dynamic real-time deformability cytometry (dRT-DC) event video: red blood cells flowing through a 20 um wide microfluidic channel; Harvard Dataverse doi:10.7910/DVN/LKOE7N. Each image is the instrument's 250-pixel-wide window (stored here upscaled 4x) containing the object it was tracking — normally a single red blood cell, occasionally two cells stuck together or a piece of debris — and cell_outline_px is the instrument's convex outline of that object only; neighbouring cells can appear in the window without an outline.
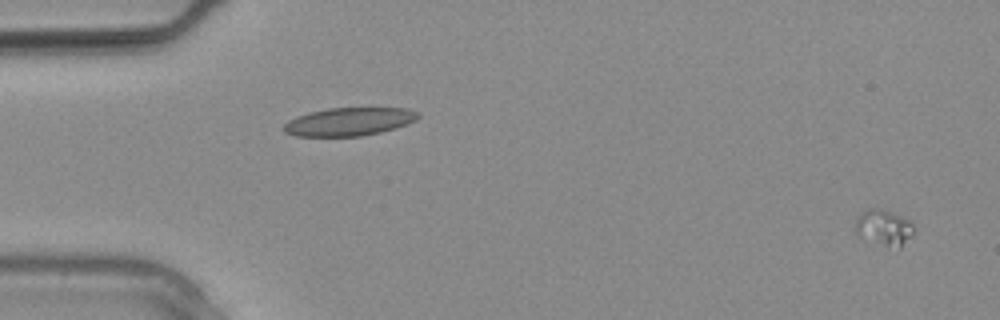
{"species": "common noctule bat (a hibernating species)", "species_latin": "Nyctalus noctula", "temperature_condition": "warm", "stored_images_in_passage": 10, "camera_frame_rate_fps": 3000, "um_per_image_px": 0.085, "animal": {"sex": "male", "body_mass_g": 20.4}, "frame": {"image": 1, "passage_image": 1, "time_ms": 0.0, "image_size_px": [1000, 320], "cell_outline_px": [[912, 232], [900, 248], [888, 248], [860, 236], [856, 232], [856, 220], [868, 208], [872, 208], [888, 212], [900, 216], [908, 220], [912, 224]], "centroid_in_image_um": [75.12, 19.38], "position_along_channel_um": 9.9, "area_um2": 11.62}}